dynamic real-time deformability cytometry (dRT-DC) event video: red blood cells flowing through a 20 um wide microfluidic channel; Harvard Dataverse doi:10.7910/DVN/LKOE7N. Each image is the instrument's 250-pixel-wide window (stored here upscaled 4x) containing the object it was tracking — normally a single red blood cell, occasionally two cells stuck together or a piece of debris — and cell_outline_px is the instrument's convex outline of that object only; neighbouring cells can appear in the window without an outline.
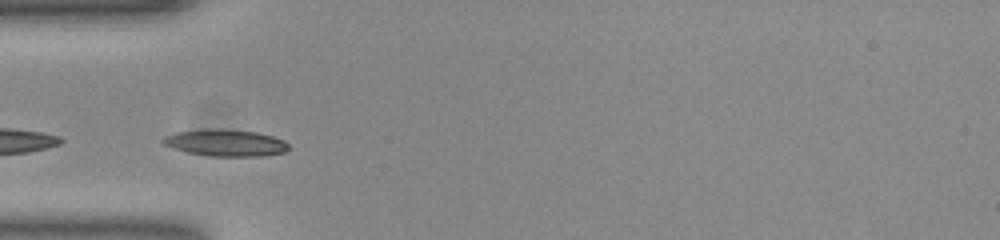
{"species": "common noctule bat (a hibernating species)", "species_latin": "Nyctalus noctula", "temperature_condition": "room temperature", "stored_images_in_passage": 20, "camera_frame_rate_fps": 3000, "um_per_image_px": 0.085, "animal": {"sex": "female", "body_mass_g": 23.0, "forearm_length_mm": 53.4}, "frame": {"image": 1, "passage_image": 1, "time_ms": 0.0, "image_size_px": [1000, 240], "cell_outline_px": [[288, 148], [284, 152], [260, 156], [212, 156], [188, 152], [164, 144], [160, 140], [164, 136], [176, 132], [200, 128], [224, 128], [256, 132], [272, 136], [284, 140], [288, 144]], "centroid_in_image_um": [19.15, 12.11], "position_along_channel_um": 65.9, "area_um2": 19.65}}
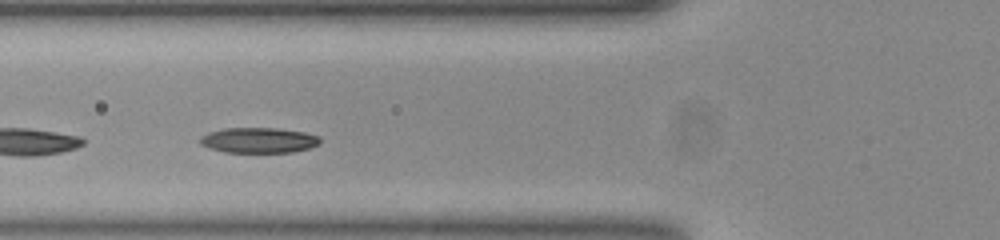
{"frame": {"image": 2, "passage_image": 4, "time_ms": 1.0, "image_size_px": [1000, 240], "cell_outline_px": [[320, 144], [308, 148], [292, 152], [224, 152], [208, 148], [200, 144], [200, 136], [208, 132], [224, 128], [276, 128], [304, 132], [320, 136]], "centroid_in_image_um": [21.96, 11.92], "position_along_channel_um": 103.8, "area_um2": 17.8}}
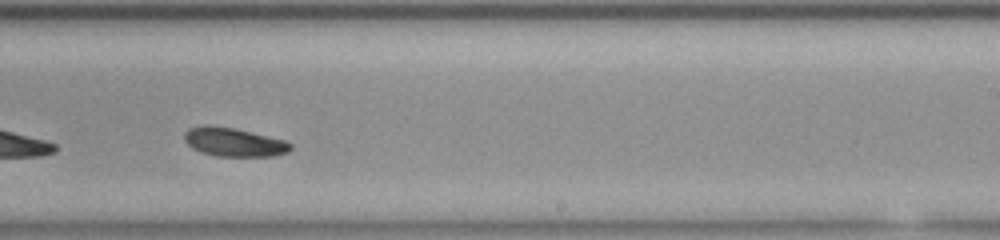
{"frame": {"image": 3, "passage_image": 17, "time_ms": 5.333, "image_size_px": [1000, 240], "cell_outline_px": [[292, 148], [288, 152], [272, 156], [216, 156], [200, 152], [192, 148], [184, 140], [184, 132], [188, 128], [204, 124], [208, 124], [232, 128], [284, 140], [292, 144]], "centroid_in_image_um": [19.82, 12.08], "position_along_channel_um": 269.2, "area_um2": 17.74}}